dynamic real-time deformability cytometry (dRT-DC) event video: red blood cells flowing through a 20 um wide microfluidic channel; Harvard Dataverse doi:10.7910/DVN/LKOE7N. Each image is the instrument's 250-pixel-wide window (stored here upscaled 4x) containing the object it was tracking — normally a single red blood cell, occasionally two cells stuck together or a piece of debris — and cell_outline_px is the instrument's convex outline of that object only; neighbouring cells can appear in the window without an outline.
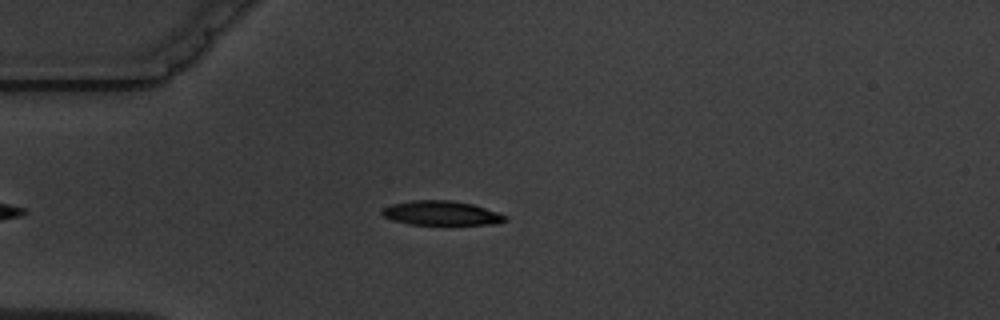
{"species": "common noctule bat (a hibernating species)", "species_latin": "Nyctalus noctula", "temperature_condition": "warm", "stored_images_in_passage": 6, "camera_frame_rate_fps": 3000, "um_per_image_px": 0.085, "animal": {"sex": "male", "body_mass_g": 19.5, "forearm_length_mm": 54.6}, "frame": {"image": 1, "passage_image": 4, "time_ms": 4.333, "image_size_px": [1000, 320], "cell_outline_px": [[508, 220], [496, 224], [408, 224], [392, 220], [384, 216], [380, 212], [384, 208], [392, 204], [412, 200], [452, 200], [472, 204], [500, 212], [508, 216]], "centroid_in_image_um": [37.56, 18.11], "position_along_channel_um": 47.4, "area_um2": 17.51}}
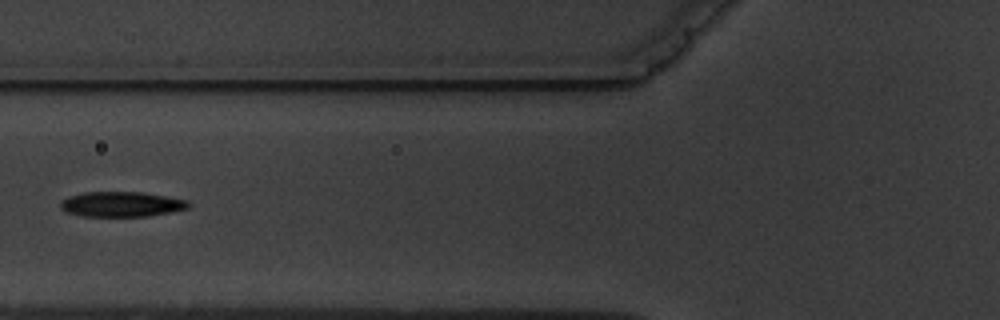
{"frame": {"image": 2, "passage_image": 6, "time_ms": 6.667, "image_size_px": [1000, 320], "cell_outline_px": [[192, 204], [188, 208], [172, 212], [148, 216], [80, 216], [64, 212], [60, 208], [60, 200], [68, 196], [84, 192], [144, 192], [188, 200]], "centroid_in_image_um": [10.31, 17.36], "position_along_channel_um": 115.5, "area_um2": 19.02}}